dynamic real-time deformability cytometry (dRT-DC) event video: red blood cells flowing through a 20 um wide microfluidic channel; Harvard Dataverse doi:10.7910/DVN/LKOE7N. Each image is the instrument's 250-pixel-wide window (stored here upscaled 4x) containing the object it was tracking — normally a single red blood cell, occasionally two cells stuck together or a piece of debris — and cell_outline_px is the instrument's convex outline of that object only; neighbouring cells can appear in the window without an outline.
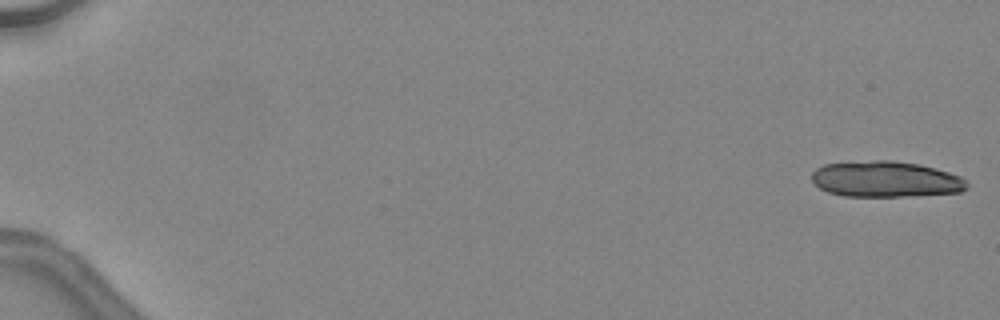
{"species": "common noctule bat (a hibernating species)", "species_latin": "Nyctalus noctula", "temperature_condition": "warm", "stored_images_in_passage": 25, "camera_frame_rate_fps": 3000, "um_per_image_px": 0.085, "animal": {"sex": "female", "body_mass_g": 24.6, "forearm_length_mm": 56.2}, "frame": {"image": 1, "passage_image": 1, "time_ms": 0.0, "image_size_px": [1000, 320], "cell_outline_px": [[968, 188], [960, 192], [908, 196], [844, 196], [828, 192], [820, 188], [812, 180], [812, 172], [816, 168], [824, 164], [872, 160], [892, 160], [920, 164], [936, 168], [960, 176], [968, 184]], "centroid_in_image_um": [75.28, 15.22], "position_along_channel_um": 9.7, "area_um2": 32.54}}